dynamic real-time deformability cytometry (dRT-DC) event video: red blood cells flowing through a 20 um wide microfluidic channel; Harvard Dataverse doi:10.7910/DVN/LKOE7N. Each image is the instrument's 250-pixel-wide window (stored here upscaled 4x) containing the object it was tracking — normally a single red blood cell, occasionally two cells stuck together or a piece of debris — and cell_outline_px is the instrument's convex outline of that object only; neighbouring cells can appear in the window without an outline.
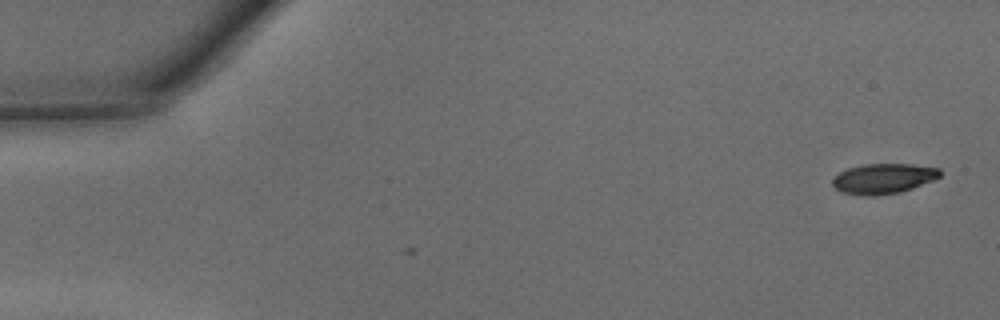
{"species": "common noctule bat (a hibernating species)", "species_latin": "Nyctalus noctula", "temperature_condition": "warm", "stored_images_in_passage": 2, "camera_frame_rate_fps": 3000, "um_per_image_px": 0.085, "animal": {"sex": "male", "body_mass_g": 15.6}, "frame": {"image": 1, "passage_image": 2, "time_ms": 0.333, "image_size_px": [1000, 320], "cell_outline_px": [[940, 176], [932, 180], [912, 188], [900, 192], [872, 196], [864, 196], [840, 192], [832, 184], [832, 180], [840, 172], [848, 168], [864, 164], [912, 164], [940, 168]], "centroid_in_image_um": [75.07, 15.18], "position_along_channel_um": 9.9, "area_um2": 18.79}}